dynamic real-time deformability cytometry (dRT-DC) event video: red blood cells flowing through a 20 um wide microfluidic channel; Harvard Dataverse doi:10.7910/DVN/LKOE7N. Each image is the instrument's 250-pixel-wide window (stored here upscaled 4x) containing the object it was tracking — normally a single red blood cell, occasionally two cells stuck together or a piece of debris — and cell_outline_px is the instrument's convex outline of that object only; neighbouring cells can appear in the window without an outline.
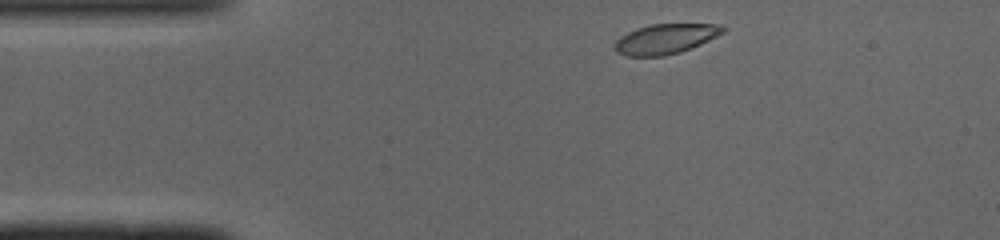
{"species": "common noctule bat (a hibernating species)", "species_latin": "Nyctalus noctula", "temperature_condition": "cold", "stored_images_in_passage": 42, "camera_frame_rate_fps": 3000, "um_per_image_px": 0.085, "animal": {"sex": "male", "body_mass_g": 19.0, "forearm_length_mm": 50.8}, "frame": {"image": 1, "passage_image": 1, "time_ms": 0.0, "image_size_px": [1000, 240], "cell_outline_px": [[728, 28], [724, 32], [700, 44], [680, 52], [664, 56], [628, 56], [616, 52], [612, 48], [616, 40], [620, 36], [636, 28], [652, 24], [720, 24]], "centroid_in_image_um": [56.54, 3.3], "position_along_channel_um": 28.5, "area_um2": 18.96}}
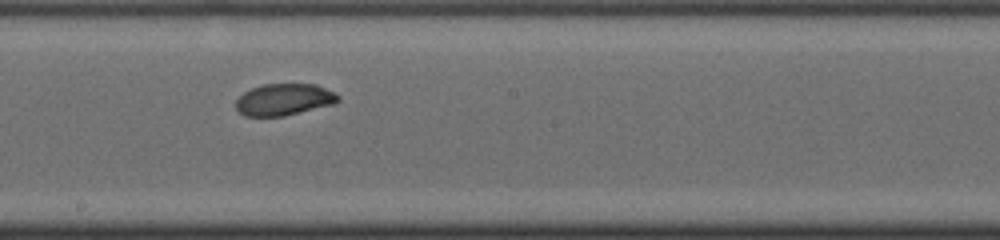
{"frame": {"image": 2, "passage_image": 19, "time_ms": 6.0, "image_size_px": [1000, 240], "cell_outline_px": [[340, 100], [332, 104], [284, 116], [244, 116], [236, 108], [236, 100], [244, 92], [252, 88], [264, 84], [316, 84], [340, 96]], "centroid_in_image_um": [24.12, 8.46], "position_along_channel_um": 224.1, "area_um2": 18.67}}
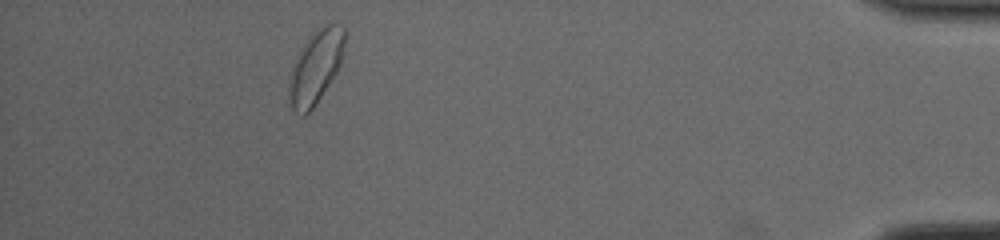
{"frame": {"image": 3, "passage_image": 37, "time_ms": 12.0, "image_size_px": [1000, 240], "cell_outline_px": [[344, 40], [340, 64], [336, 72], [312, 108], [304, 116], [300, 116], [288, 108], [288, 92], [292, 68], [300, 48], [320, 28], [328, 24], [332, 24], [344, 28]], "centroid_in_image_um": [26.77, 5.78], "position_along_channel_um": 408.4, "area_um2": 23.0}, "authors_computed_cell_mechanics": {"area_um2": 19.4497, "velocity_mm_per_s": 4.0606, "shape_relaxation_time_tau1_ms": 4.2001, "shape_relaxation_time_tau2_ms": null, "deformation_change_tau1": 0.137, "deformation_change_tau2": null}}